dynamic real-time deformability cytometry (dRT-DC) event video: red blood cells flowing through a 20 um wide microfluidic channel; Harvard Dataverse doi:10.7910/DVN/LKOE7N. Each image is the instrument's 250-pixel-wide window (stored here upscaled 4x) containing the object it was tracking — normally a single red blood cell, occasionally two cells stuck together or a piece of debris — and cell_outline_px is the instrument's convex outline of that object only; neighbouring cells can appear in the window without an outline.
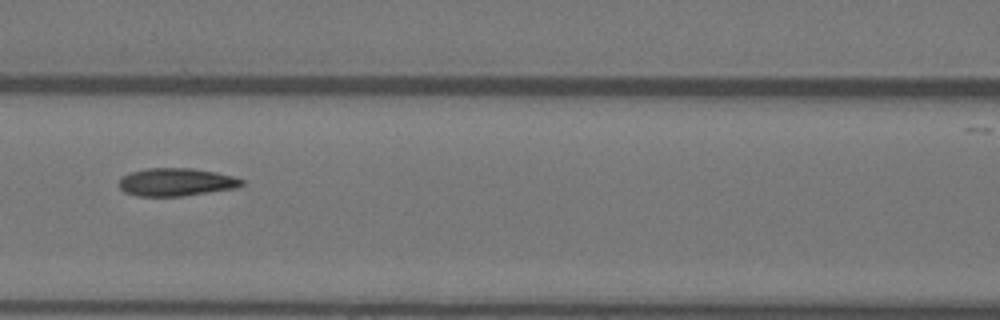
{"species": "Egyptian fruit bat (a non-hibernating species)", "species_latin": "Rousettus aegyptiacus", "temperature_condition": "warm", "stored_images_in_passage": 7, "camera_frame_rate_fps": 3000, "um_per_image_px": 0.085, "animal": {"sex": "female"}, "frame": {"image": 1, "passage_image": 5, "time_ms": 1.333, "image_size_px": [1000, 320], "cell_outline_px": [[244, 184], [236, 188], [180, 196], [140, 196], [124, 192], [120, 188], [120, 180], [124, 176], [132, 172], [148, 168], [192, 168], [216, 172], [232, 176], [244, 180]], "centroid_in_image_um": [15.0, 15.47], "position_along_channel_um": 151.6, "area_um2": 19.71}}
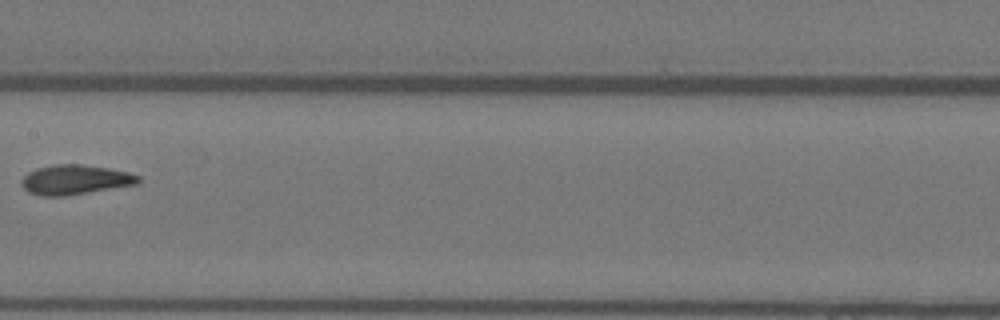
{"frame": {"image": 2, "passage_image": 6, "time_ms": 1.667, "image_size_px": [1000, 320], "cell_outline_px": [[140, 180], [136, 184], [64, 196], [40, 196], [28, 192], [20, 184], [20, 180], [28, 172], [36, 168], [52, 164], [80, 164], [108, 168], [128, 172], [140, 176]], "centroid_in_image_um": [6.33, 15.27], "position_along_channel_um": 201.1, "area_um2": 20.17}}
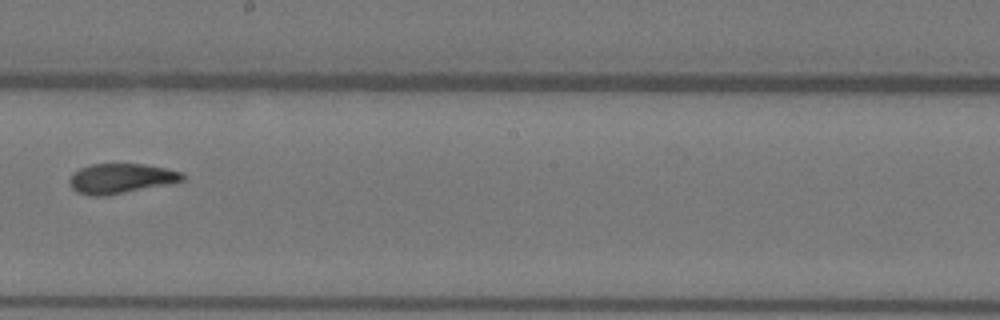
{"frame": {"image": 3, "passage_image": 7, "time_ms": 2.0, "image_size_px": [1000, 320], "cell_outline_px": [[184, 180], [168, 184], [104, 196], [88, 196], [76, 192], [72, 188], [68, 180], [80, 168], [92, 164], [144, 164], [164, 168], [180, 172], [184, 176]], "centroid_in_image_um": [10.24, 15.18], "position_along_channel_um": 238.0, "area_um2": 19.42}}